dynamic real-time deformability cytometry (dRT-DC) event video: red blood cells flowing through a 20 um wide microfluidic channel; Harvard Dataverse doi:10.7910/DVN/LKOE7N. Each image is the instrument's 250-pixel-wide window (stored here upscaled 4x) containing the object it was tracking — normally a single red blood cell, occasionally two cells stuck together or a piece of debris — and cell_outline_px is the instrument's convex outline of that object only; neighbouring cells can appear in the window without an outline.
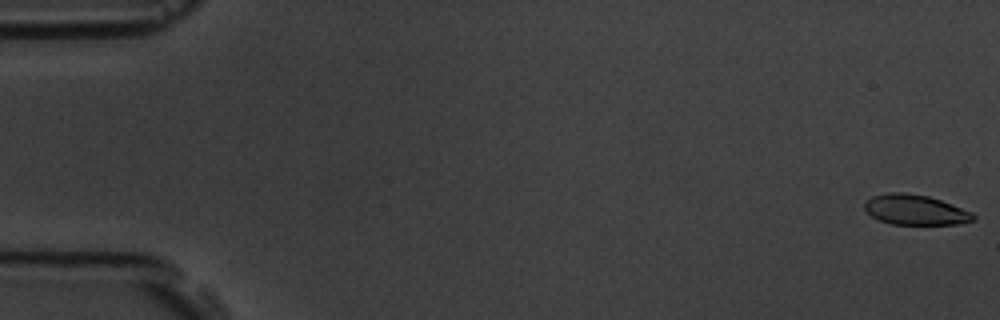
{"species": "common noctule bat (a hibernating species)", "species_latin": "Nyctalus noctula", "temperature_condition": "room temperature", "stored_images_in_passage": 55, "camera_frame_rate_fps": 3000, "um_per_image_px": 0.085, "animal": {"sex": "male", "body_mass_g": 19.5, "forearm_length_mm": 54.6}, "frame": {"image": 1, "passage_image": 1, "time_ms": 0.0, "image_size_px": [1000, 320], "cell_outline_px": [[976, 216], [972, 220], [960, 224], [892, 224], [880, 220], [872, 216], [864, 208], [864, 204], [872, 196], [888, 192], [904, 192], [928, 196], [952, 204], [972, 212]], "centroid_in_image_um": [77.8, 17.83], "position_along_channel_um": 7.2, "area_um2": 18.96}}
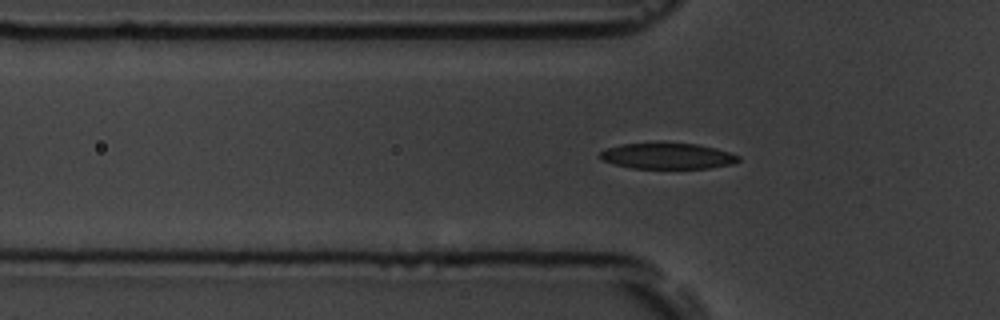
{"frame": {"image": 2, "passage_image": 18, "time_ms": 5.667, "image_size_px": [1000, 320], "cell_outline_px": [[740, 160], [732, 164], [708, 168], [632, 168], [600, 160], [600, 152], [604, 148], [624, 144], [664, 140], [696, 144], [716, 148], [740, 156]], "centroid_in_image_um": [56.71, 13.22], "position_along_channel_um": 69.1, "area_um2": 21.56}}
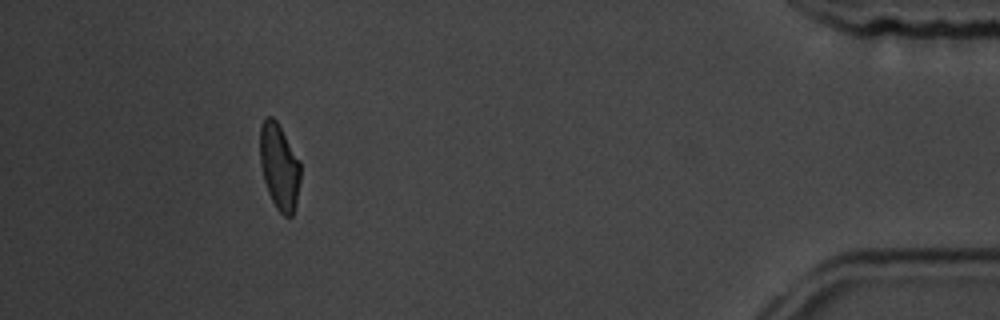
{"frame": {"image": 3, "passage_image": 50, "time_ms": 16.333, "image_size_px": [1000, 320], "cell_outline_px": [[300, 180], [296, 204], [292, 216], [284, 216], [276, 208], [268, 192], [264, 180], [260, 164], [260, 124], [268, 116], [272, 116], [276, 120], [300, 160]], "centroid_in_image_um": [23.74, 14.16], "position_along_channel_um": 411.5, "area_um2": 20.29}, "authors_computed_cell_mechanics": {"area_um2": 20.808, "velocity_mm_per_s": 3.7722, "shape_relaxation_time_tau1_ms": 3.6155, "shape_relaxation_time_tau2_ms": 1.4874, "deformation_change_tau1": 0.1317, "deformation_change_tau2": 0.0572}}